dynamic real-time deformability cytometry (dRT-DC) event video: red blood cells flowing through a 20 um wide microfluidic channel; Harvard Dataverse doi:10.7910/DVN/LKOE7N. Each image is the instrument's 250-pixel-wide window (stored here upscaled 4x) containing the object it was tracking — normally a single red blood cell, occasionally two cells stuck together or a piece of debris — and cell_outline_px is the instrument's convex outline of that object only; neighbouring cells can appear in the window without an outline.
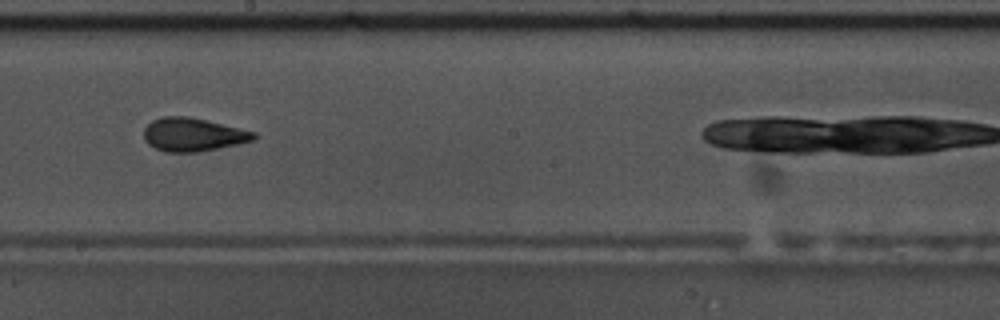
{"species": "common noctule bat (a hibernating species)", "species_latin": "Nyctalus noctula", "temperature_condition": "warm", "stored_images_in_passage": 34, "camera_frame_rate_fps": 3000, "um_per_image_px": 0.085, "animal": {"sex": "male", "body_mass_g": 17.5, "forearm_length_mm": 52.3}, "frame": {"image": 1, "passage_image": 20, "time_ms": 6.333, "image_size_px": [1000, 320], "cell_outline_px": [[256, 136], [252, 140], [236, 144], [196, 152], [164, 152], [148, 144], [144, 140], [144, 128], [152, 120], [164, 116], [188, 116], [256, 132]], "centroid_in_image_um": [16.35, 11.43], "position_along_channel_um": 231.9, "area_um2": 21.1}}